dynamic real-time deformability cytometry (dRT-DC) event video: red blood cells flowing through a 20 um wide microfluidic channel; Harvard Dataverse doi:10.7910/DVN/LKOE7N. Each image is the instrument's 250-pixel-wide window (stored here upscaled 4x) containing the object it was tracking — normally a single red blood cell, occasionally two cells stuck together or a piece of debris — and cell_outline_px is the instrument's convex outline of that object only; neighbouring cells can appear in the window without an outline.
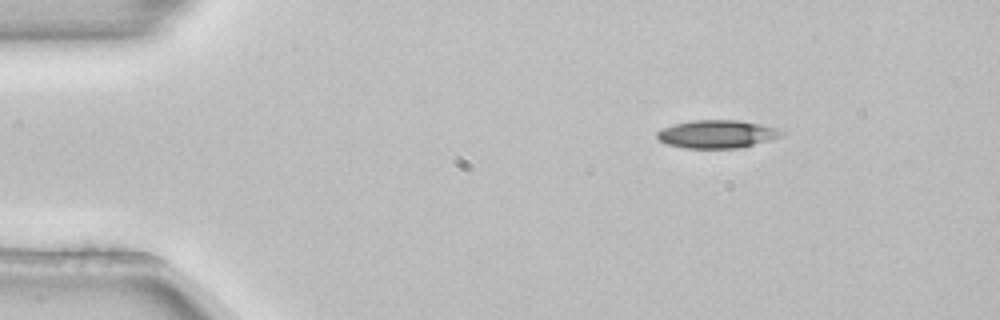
{"species": "common noctule bat (a hibernating species)", "species_latin": "Nyctalus noctula", "temperature_condition": "room temperature", "stored_images_in_passage": 3, "camera_frame_rate_fps": 3000, "um_per_image_px": 0.085, "animal": {"sex": "female", "body_mass_g": 22.7, "forearm_length_mm": 54.2}, "frame": {"image": 1, "passage_image": 1, "time_ms": 0.0, "image_size_px": [1000, 320], "cell_outline_px": [[784, 132], [780, 136], [768, 140], [736, 148], [684, 148], [668, 144], [660, 140], [656, 136], [656, 132], [672, 124], [692, 120], [740, 120], [760, 124], [776, 128]], "centroid_in_image_um": [60.9, 11.38], "position_along_channel_um": 24.1, "area_um2": 20.06}}
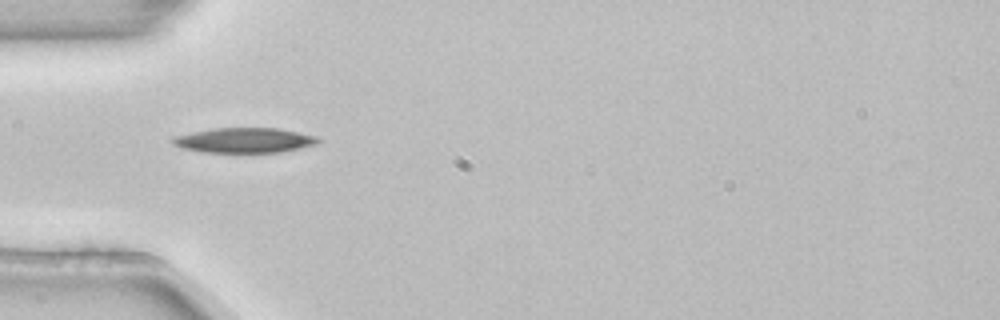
{"frame": {"image": 2, "passage_image": 3, "time_ms": 0.667, "image_size_px": [1000, 320], "cell_outline_px": [[324, 140], [316, 144], [300, 148], [280, 152], [204, 152], [184, 148], [172, 144], [172, 140], [176, 136], [192, 132], [212, 128], [276, 128], [320, 136]], "centroid_in_image_um": [20.85, 11.92], "position_along_channel_um": 64.2, "area_um2": 21.15}}